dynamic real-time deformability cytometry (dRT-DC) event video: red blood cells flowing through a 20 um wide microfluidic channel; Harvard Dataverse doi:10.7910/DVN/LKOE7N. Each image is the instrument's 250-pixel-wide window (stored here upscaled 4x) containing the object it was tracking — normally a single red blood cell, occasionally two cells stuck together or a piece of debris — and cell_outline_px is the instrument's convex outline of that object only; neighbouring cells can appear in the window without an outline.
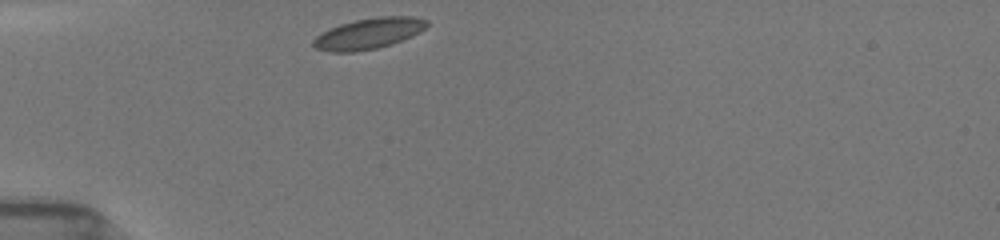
{"species": "common noctule bat (a hibernating species)", "species_latin": "Nyctalus noctula", "temperature_condition": "room temperature", "stored_images_in_passage": 31, "camera_frame_rate_fps": 3000, "um_per_image_px": 0.085, "animal": {"sex": "female", "body_mass_g": 19.5, "forearm_length_mm": 54.1}, "frame": {"image": 1, "passage_image": 1, "time_ms": 0.0, "image_size_px": [1000, 240], "cell_outline_px": [[428, 24], [420, 32], [392, 44], [376, 48], [352, 52], [328, 52], [316, 48], [312, 44], [312, 40], [320, 32], [340, 24], [356, 20], [376, 16], [412, 16], [428, 20]], "centroid_in_image_um": [31.31, 2.84], "position_along_channel_um": 53.7, "area_um2": 20.46}}
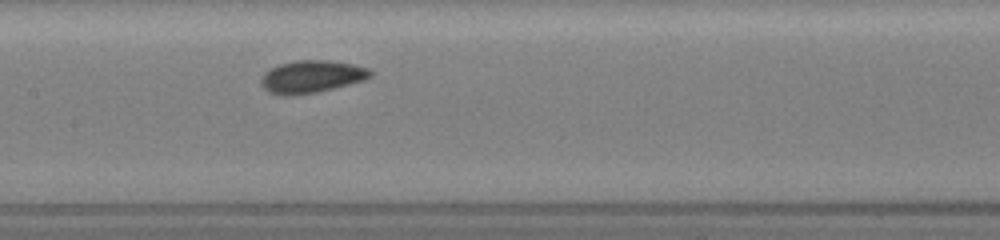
{"frame": {"image": 2, "passage_image": 12, "time_ms": 3.667, "image_size_px": [1000, 240], "cell_outline_px": [[372, 76], [364, 80], [316, 92], [296, 96], [284, 96], [268, 92], [260, 84], [260, 80], [264, 72], [280, 64], [296, 60], [328, 60], [352, 64], [368, 68], [372, 72]], "centroid_in_image_um": [26.45, 6.52], "position_along_channel_um": 181.0, "area_um2": 20.69}}
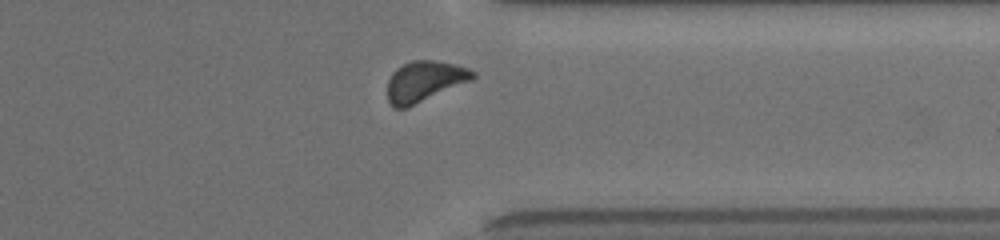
{"frame": {"image": 3, "passage_image": 27, "time_ms": 8.667, "image_size_px": [1000, 240], "cell_outline_px": [[476, 76], [472, 80], [408, 108], [392, 108], [388, 100], [388, 80], [392, 72], [396, 68], [412, 60], [436, 60], [468, 68], [476, 72]], "centroid_in_image_um": [36.08, 6.92], "position_along_channel_um": 375.3, "area_um2": 20.35}, "authors_computed_cell_mechanics": {"area_um2": 19.941, "velocity_mm_per_s": 3.9139, "shape_relaxation_time_tau1_ms": 2.3939, "shape_relaxation_time_tau2_ms": null, "deformation_change_tau1": 0.0579, "deformation_change_tau2": null}}